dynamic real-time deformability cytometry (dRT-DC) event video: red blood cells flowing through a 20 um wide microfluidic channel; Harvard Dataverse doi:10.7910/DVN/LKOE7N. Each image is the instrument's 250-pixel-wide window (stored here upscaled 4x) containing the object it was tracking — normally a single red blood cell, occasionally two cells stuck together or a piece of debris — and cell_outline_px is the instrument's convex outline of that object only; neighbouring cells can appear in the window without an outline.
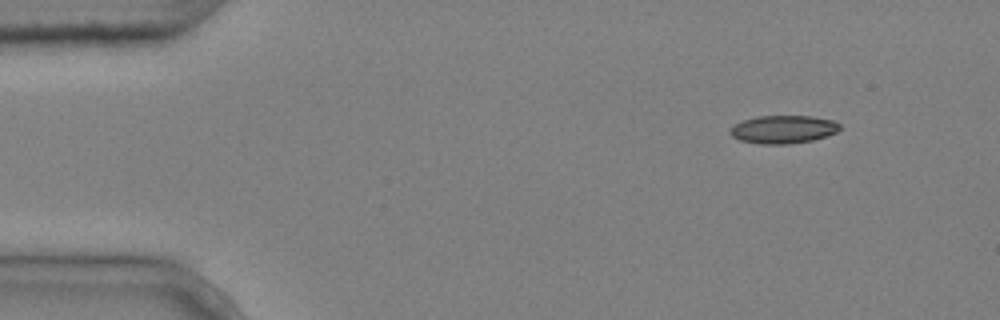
{"species": "common noctule bat (a hibernating species)", "species_latin": "Nyctalus noctula", "temperature_condition": "cold", "stored_images_in_passage": 5, "camera_frame_rate_fps": 3000, "um_per_image_px": 0.085, "animal": {"sex": "male", "body_mass_g": 20.4}, "frame": {"image": 1, "passage_image": 1, "time_ms": 0.0, "image_size_px": [1000, 320], "cell_outline_px": [[840, 128], [836, 132], [812, 140], [788, 144], [760, 144], [740, 140], [732, 136], [728, 132], [728, 128], [732, 124], [756, 116], [812, 116], [832, 120], [840, 124]], "centroid_in_image_um": [66.51, 10.99], "position_along_channel_um": 18.5, "area_um2": 17.98}}
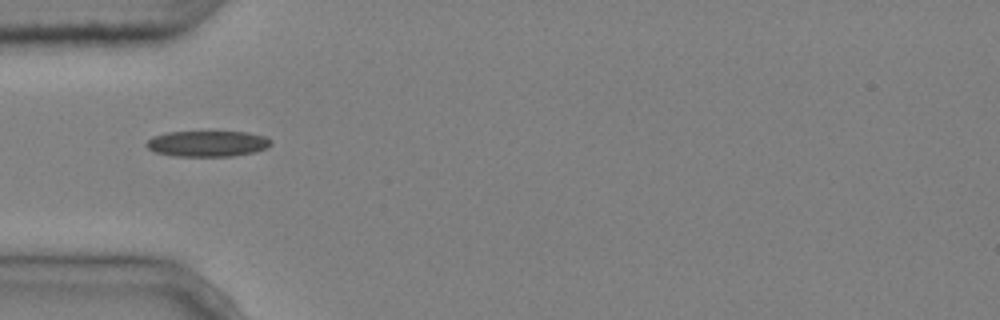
{"frame": {"image": 2, "passage_image": 4, "time_ms": 1.0, "image_size_px": [1000, 320], "cell_outline_px": [[272, 144], [268, 148], [256, 152], [232, 156], [172, 156], [156, 152], [148, 148], [144, 144], [152, 136], [168, 132], [248, 132], [264, 136], [272, 140]], "centroid_in_image_um": [17.66, 12.21], "position_along_channel_um": 67.3, "area_um2": 18.9}}